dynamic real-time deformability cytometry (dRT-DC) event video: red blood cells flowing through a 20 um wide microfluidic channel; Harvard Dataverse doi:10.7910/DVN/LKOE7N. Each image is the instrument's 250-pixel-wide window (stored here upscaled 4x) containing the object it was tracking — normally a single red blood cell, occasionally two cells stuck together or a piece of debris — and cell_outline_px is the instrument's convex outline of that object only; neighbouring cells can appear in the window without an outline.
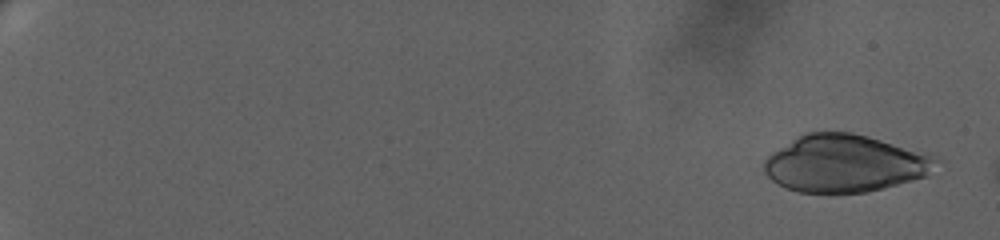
{"species": "human", "species_latin": "Homo sapiens", "temperature_condition": "warm", "stored_images_in_passage": 4, "camera_frame_rate_fps": 3000, "um_per_image_px": 0.085, "donor": {"sex": "female"}, "frame": {"image": 1, "passage_image": 1, "time_ms": 0.0, "image_size_px": [1000, 240], "cell_outline_px": [[932, 160], [924, 176], [884, 188], [864, 192], [800, 192], [788, 188], [772, 180], [764, 172], [764, 160], [772, 152], [800, 136], [808, 132], [852, 132], [880, 140], [924, 156]], "centroid_in_image_um": [71.61, 13.91], "position_along_channel_um": 13.4, "area_um2": 54.91}}